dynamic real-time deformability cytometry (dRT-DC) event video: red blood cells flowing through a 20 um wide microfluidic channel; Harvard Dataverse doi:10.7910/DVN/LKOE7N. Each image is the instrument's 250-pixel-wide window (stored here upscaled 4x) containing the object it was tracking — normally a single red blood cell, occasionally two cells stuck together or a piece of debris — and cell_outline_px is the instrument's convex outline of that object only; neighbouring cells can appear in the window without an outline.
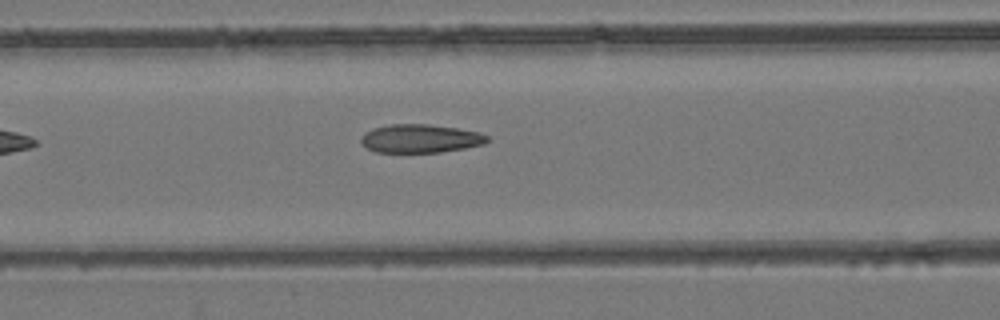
{"species": "common noctule bat (a hibernating species)", "species_latin": "Nyctalus noctula", "temperature_condition": "room temperature", "stored_images_in_passage": 7, "camera_frame_rate_fps": 3000, "um_per_image_px": 0.085, "animal": {"sex": "female", "body_mass_g": 24.6, "forearm_length_mm": 56.2}, "frame": {"image": 1, "passage_image": 7, "time_ms": 7.0, "image_size_px": [1000, 320], "cell_outline_px": [[488, 140], [484, 144], [464, 148], [440, 152], [376, 152], [360, 144], [360, 136], [364, 132], [372, 128], [388, 124], [428, 124], [456, 128], [480, 132], [488, 136]], "centroid_in_image_um": [35.68, 11.77], "position_along_channel_um": 130.9, "area_um2": 21.04}}